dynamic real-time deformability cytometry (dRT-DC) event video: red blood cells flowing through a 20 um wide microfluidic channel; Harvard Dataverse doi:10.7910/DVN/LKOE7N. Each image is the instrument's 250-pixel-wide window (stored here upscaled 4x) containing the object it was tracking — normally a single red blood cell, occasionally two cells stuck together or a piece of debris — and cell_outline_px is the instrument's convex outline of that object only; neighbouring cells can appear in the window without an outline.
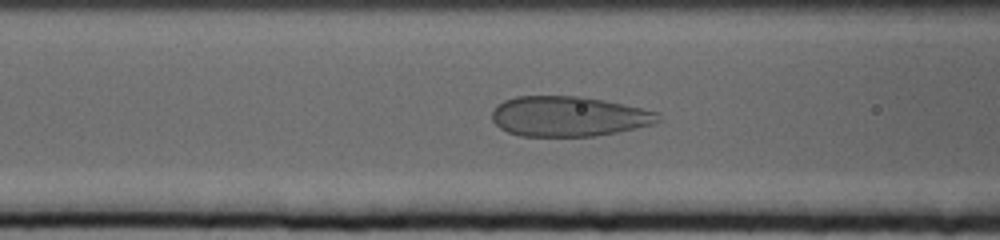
{"species": "human", "species_latin": "Homo sapiens", "temperature_condition": "cold", "stored_images_in_passage": 64, "camera_frame_rate_fps": 3000, "um_per_image_px": 0.085, "donor": {"sex": "female"}, "frame": {"image": 1, "passage_image": 26, "time_ms": 8.333, "image_size_px": [1000, 240], "cell_outline_px": [[660, 120], [652, 124], [636, 128], [596, 136], [520, 136], [508, 132], [500, 128], [492, 120], [492, 112], [496, 104], [504, 100], [516, 96], [584, 96], [604, 100], [660, 112]], "centroid_in_image_um": [48.32, 9.88], "position_along_channel_um": 118.3, "area_um2": 39.02}}
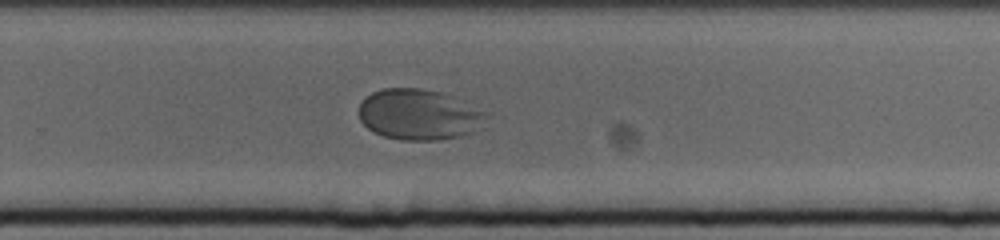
{"frame": {"image": 2, "passage_image": 43, "time_ms": 14.0, "image_size_px": [1000, 240], "cell_outline_px": [[484, 116], [472, 132], [460, 136], [440, 140], [400, 140], [384, 136], [372, 132], [360, 120], [360, 104], [364, 96], [372, 92], [384, 88], [420, 88], [440, 92], [452, 96], [480, 112]], "centroid_in_image_um": [35.47, 9.74], "position_along_channel_um": 294.3, "area_um2": 36.76}}
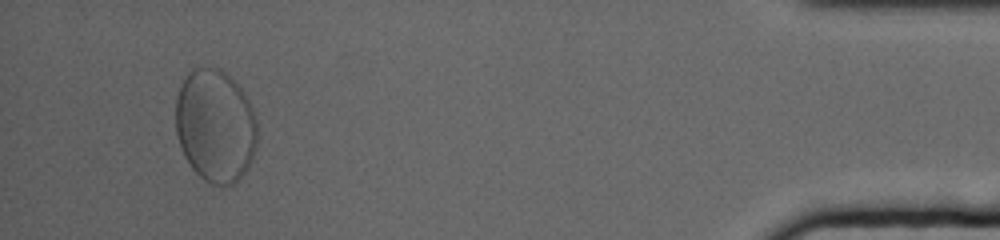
{"frame": {"image": 3, "passage_image": 61, "time_ms": 20.0, "image_size_px": [1000, 240], "cell_outline_px": [[256, 144], [248, 168], [232, 184], [212, 184], [204, 180], [192, 168], [184, 156], [180, 148], [176, 132], [176, 100], [180, 84], [184, 76], [188, 72], [204, 64], [220, 68], [228, 72], [244, 92], [252, 108], [256, 120]], "centroid_in_image_um": [18.28, 10.62], "position_along_channel_um": 416.9, "area_um2": 54.16}}